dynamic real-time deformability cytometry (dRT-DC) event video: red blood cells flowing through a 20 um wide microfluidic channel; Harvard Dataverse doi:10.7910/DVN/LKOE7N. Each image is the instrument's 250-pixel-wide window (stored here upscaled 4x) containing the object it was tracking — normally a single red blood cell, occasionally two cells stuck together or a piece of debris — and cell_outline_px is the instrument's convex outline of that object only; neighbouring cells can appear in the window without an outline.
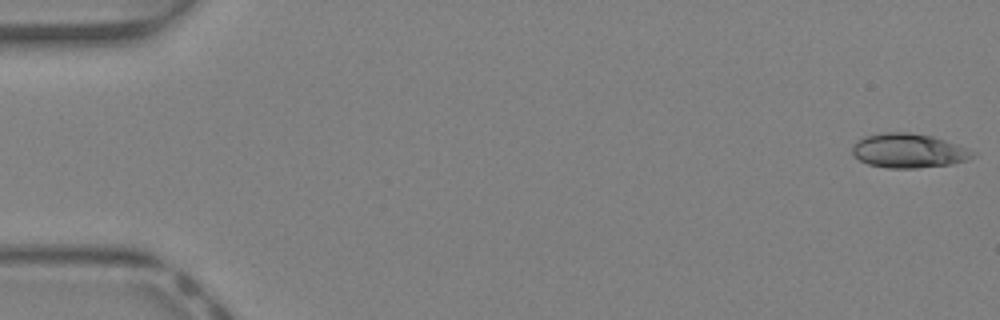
{"species": "Egyptian fruit bat (a non-hibernating species)", "species_latin": "Rousettus aegyptiacus", "temperature_condition": "warm", "stored_images_in_passage": 41, "camera_frame_rate_fps": 3000, "um_per_image_px": 0.085, "animal": {"sex": "female"}, "frame": {"image": 1, "passage_image": 1, "time_ms": 0.0, "image_size_px": [1000, 320], "cell_outline_px": [[976, 152], [968, 160], [952, 164], [916, 168], [888, 168], [868, 164], [852, 156], [852, 148], [864, 136], [880, 132], [908, 132], [932, 136], [956, 144]], "centroid_in_image_um": [77.21, 12.81], "position_along_channel_um": 7.8, "area_um2": 23.99}}
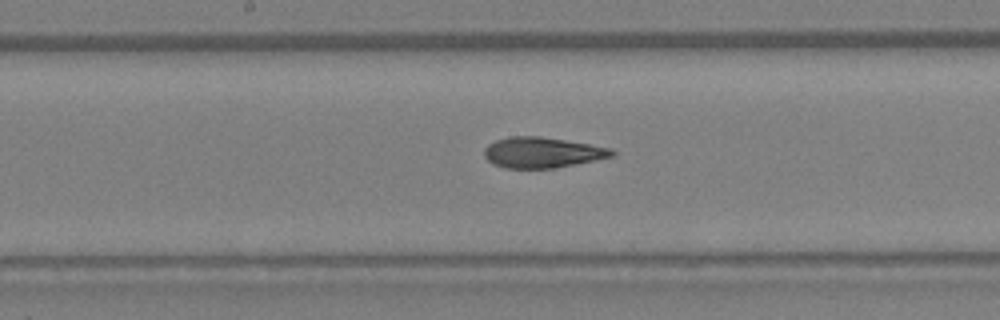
{"frame": {"image": 2, "passage_image": 22, "time_ms": 7.0, "image_size_px": [1000, 320], "cell_outline_px": [[616, 152], [612, 156], [552, 168], [504, 168], [492, 164], [484, 156], [484, 148], [488, 144], [496, 140], [508, 136], [540, 136], [612, 148]], "centroid_in_image_um": [46.02, 12.95], "position_along_channel_um": 202.2, "area_um2": 22.54}}
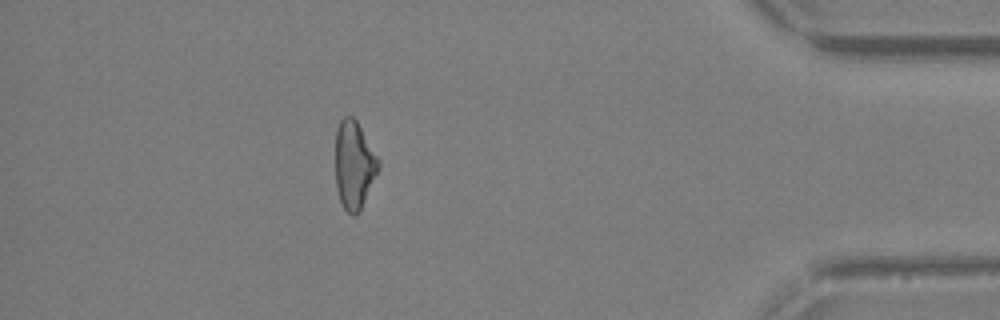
{"frame": {"image": 3, "passage_image": 37, "time_ms": 12.0, "image_size_px": [1000, 320], "cell_outline_px": [[380, 168], [356, 216], [352, 216], [340, 204], [336, 188], [336, 128], [340, 120], [344, 116], [352, 116], [356, 120], [380, 160]], "centroid_in_image_um": [30.09, 14.01], "position_along_channel_um": 405.1, "area_um2": 22.02}, "authors_computed_cell_mechanics": {"area_um2": 23.0044, "velocity_mm_per_s": 4.9918, "shape_relaxation_time_tau1_ms": 4.5375, "shape_relaxation_time_tau2_ms": 2.4251, "deformation_change_tau1": 0.1707, "deformation_change_tau2": 0.1006}}